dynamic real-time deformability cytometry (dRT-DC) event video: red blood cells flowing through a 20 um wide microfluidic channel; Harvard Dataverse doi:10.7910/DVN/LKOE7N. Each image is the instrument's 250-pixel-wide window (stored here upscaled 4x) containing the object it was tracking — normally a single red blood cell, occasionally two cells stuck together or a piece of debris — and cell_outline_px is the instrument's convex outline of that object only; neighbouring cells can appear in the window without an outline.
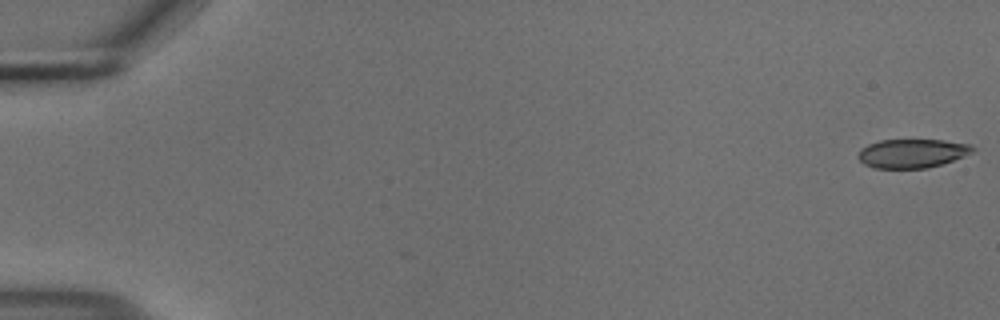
{"species": "common noctule bat (a hibernating species)", "species_latin": "Nyctalus noctula", "temperature_condition": "cold", "stored_images_in_passage": 3, "camera_frame_rate_fps": 3000, "um_per_image_px": 0.085, "animal": {"sex": "male", "body_mass_g": 18.8}, "frame": {"image": 1, "passage_image": 1, "time_ms": 0.0, "image_size_px": [1000, 320], "cell_outline_px": [[976, 148], [972, 152], [952, 160], [928, 168], [872, 168], [864, 164], [856, 156], [860, 148], [868, 144], [880, 140], [944, 140], [968, 144]], "centroid_in_image_um": [77.47, 13.03], "position_along_channel_um": 7.5, "area_um2": 19.19}}